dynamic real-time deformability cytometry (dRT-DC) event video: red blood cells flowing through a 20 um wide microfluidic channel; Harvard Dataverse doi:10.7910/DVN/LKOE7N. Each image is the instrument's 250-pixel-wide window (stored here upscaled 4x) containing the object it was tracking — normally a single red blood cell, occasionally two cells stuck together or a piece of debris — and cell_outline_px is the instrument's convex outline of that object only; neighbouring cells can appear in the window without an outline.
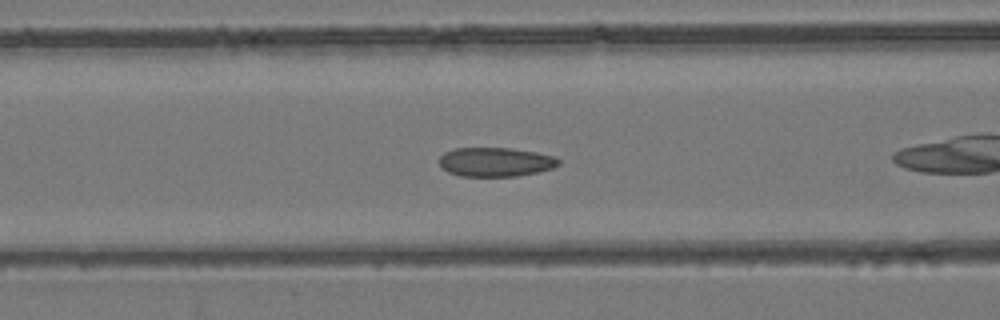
{"species": "common noctule bat (a hibernating species)", "species_latin": "Nyctalus noctula", "temperature_condition": "room temperature", "stored_images_in_passage": 40, "camera_frame_rate_fps": 3000, "um_per_image_px": 0.085, "animal": {"sex": "female", "body_mass_g": 24.6, "forearm_length_mm": 56.2}, "frame": {"image": 1, "passage_image": 16, "time_ms": 5.0, "image_size_px": [1000, 320], "cell_outline_px": [[560, 164], [552, 168], [540, 172], [516, 176], [460, 176], [448, 172], [440, 164], [440, 156], [444, 152], [456, 148], [508, 148], [536, 152], [556, 156], [560, 160]], "centroid_in_image_um": [42.15, 13.77], "position_along_channel_um": 124.4, "area_um2": 20.29}}
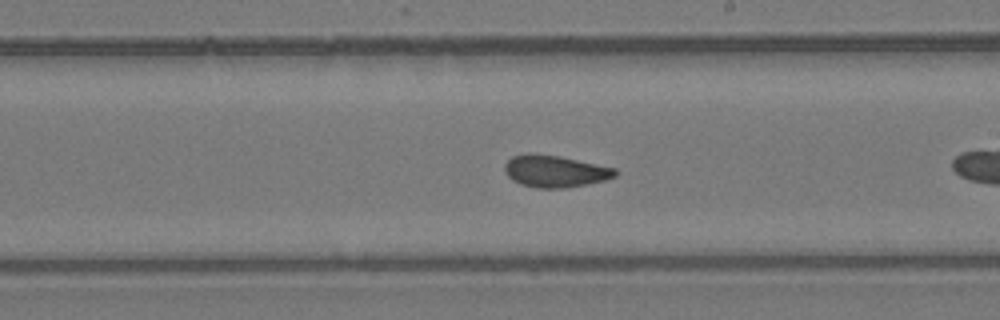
{"frame": {"image": 2, "passage_image": 25, "time_ms": 8.0, "image_size_px": [1000, 320], "cell_outline_px": [[616, 176], [604, 180], [588, 184], [564, 188], [536, 188], [520, 184], [512, 180], [504, 172], [504, 164], [512, 156], [528, 152], [532, 152], [560, 156], [616, 168]], "centroid_in_image_um": [47.13, 14.54], "position_along_channel_um": 241.9, "area_um2": 20.81}}
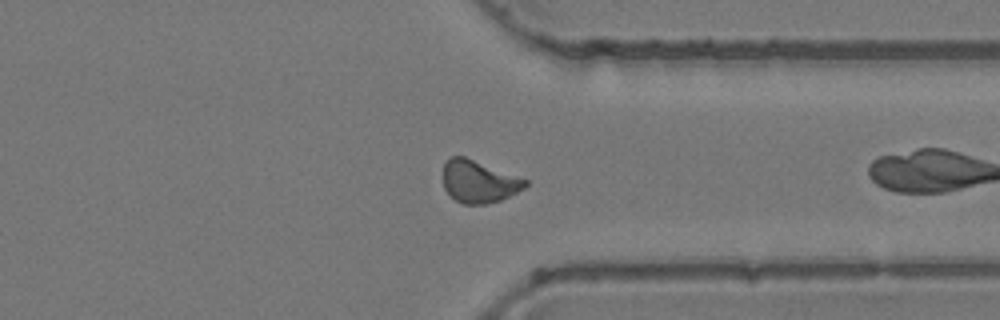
{"frame": {"image": 3, "passage_image": 35, "time_ms": 11.333, "image_size_px": [1000, 320], "cell_outline_px": [[528, 184], [524, 188], [500, 200], [484, 204], [464, 204], [456, 200], [444, 188], [444, 164], [452, 156], [464, 156], [528, 180]], "centroid_in_image_um": [40.7, 15.43], "position_along_channel_um": 370.7, "area_um2": 19.88}}